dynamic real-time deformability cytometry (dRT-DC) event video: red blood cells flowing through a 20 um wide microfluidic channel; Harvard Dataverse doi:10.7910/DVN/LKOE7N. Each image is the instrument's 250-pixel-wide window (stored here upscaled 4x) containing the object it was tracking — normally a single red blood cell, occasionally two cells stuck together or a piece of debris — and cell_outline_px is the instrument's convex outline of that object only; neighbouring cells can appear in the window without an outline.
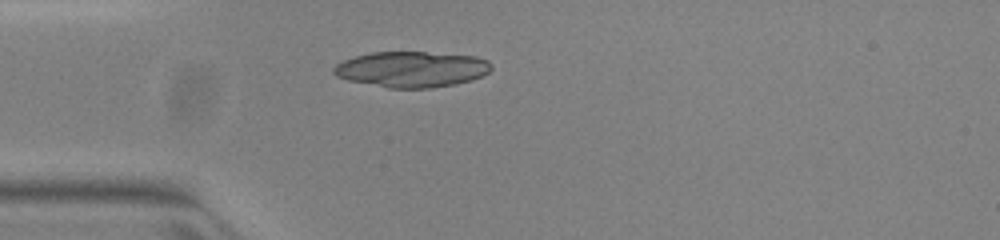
{"species": "common noctule bat (a hibernating species)", "species_latin": "Nyctalus noctula", "temperature_condition": "warm", "stored_images_in_passage": 38, "camera_frame_rate_fps": 3000, "um_per_image_px": 0.085, "animal": {"sex": "female", "body_mass_g": 23.0, "forearm_length_mm": 53.4}, "frame": {"image": 1, "passage_image": 1, "time_ms": 0.0, "image_size_px": [1000, 240], "cell_outline_px": [[492, 68], [488, 72], [472, 80], [432, 88], [388, 88], [348, 80], [336, 76], [332, 72], [332, 68], [336, 64], [344, 60], [356, 56], [372, 52], [424, 52], [476, 56], [488, 60], [492, 64]], "centroid_in_image_um": [34.98, 5.89], "position_along_channel_um": 50.0, "area_um2": 32.83}}